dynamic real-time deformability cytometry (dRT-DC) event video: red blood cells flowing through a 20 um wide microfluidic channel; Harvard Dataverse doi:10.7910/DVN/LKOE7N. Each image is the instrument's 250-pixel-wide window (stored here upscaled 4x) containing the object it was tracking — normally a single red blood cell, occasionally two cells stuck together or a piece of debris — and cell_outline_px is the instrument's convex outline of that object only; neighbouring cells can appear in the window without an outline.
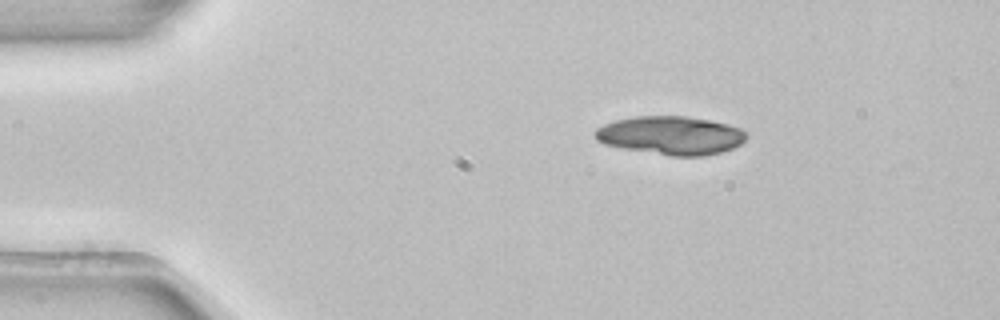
{"species": "common noctule bat (a hibernating species)", "species_latin": "Nyctalus noctula", "temperature_condition": "room temperature", "stored_images_in_passage": 2, "camera_frame_rate_fps": 3000, "um_per_image_px": 0.085, "animal": {"sex": "female", "body_mass_g": 22.7, "forearm_length_mm": 54.2}, "frame": {"image": 1, "passage_image": 1, "time_ms": 0.0, "image_size_px": [1000, 320], "cell_outline_px": [[748, 136], [740, 144], [732, 148], [720, 152], [700, 156], [672, 156], [620, 148], [604, 144], [596, 140], [592, 132], [596, 128], [604, 124], [616, 120], [636, 116], [688, 116], [728, 124], [740, 128]], "centroid_in_image_um": [56.97, 11.51], "position_along_channel_um": 28.0, "area_um2": 33.99}}